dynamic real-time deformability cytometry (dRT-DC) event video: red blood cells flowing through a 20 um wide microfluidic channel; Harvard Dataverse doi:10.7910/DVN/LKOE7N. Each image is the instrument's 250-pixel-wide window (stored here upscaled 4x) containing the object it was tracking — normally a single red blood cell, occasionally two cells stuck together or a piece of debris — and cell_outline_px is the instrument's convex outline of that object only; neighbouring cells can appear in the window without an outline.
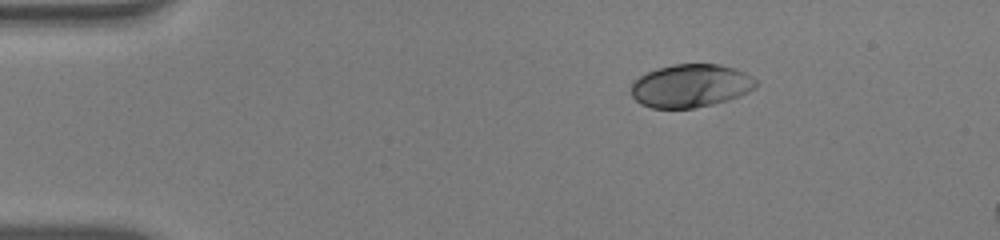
{"species": "human", "species_latin": "Homo sapiens", "temperature_condition": "warm", "stored_images_in_passage": 45, "camera_frame_rate_fps": 3000, "um_per_image_px": 0.085, "donor": {"sex": "male"}, "frame": {"image": 1, "passage_image": 1, "time_ms": 0.0, "image_size_px": [1000, 240], "cell_outline_px": [[756, 88], [748, 92], [728, 100], [712, 104], [692, 108], [652, 108], [640, 104], [632, 96], [632, 84], [640, 76], [656, 68], [672, 64], [720, 64], [736, 68], [744, 72], [756, 80]], "centroid_in_image_um": [58.71, 7.28], "position_along_channel_um": 26.3, "area_um2": 31.33}}
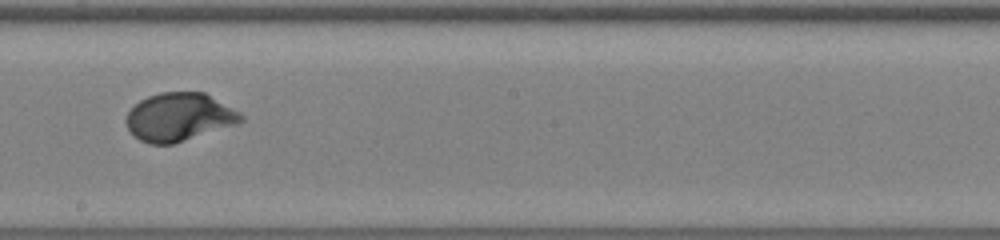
{"frame": {"image": 2, "passage_image": 23, "time_ms": 7.333, "image_size_px": [1000, 240], "cell_outline_px": [[244, 120], [236, 124], [172, 144], [148, 144], [140, 140], [128, 128], [124, 120], [128, 112], [140, 100], [148, 96], [160, 92], [204, 92], [240, 112], [244, 116]], "centroid_in_image_um": [15.21, 9.94], "position_along_channel_um": 233.0, "area_um2": 31.96}}
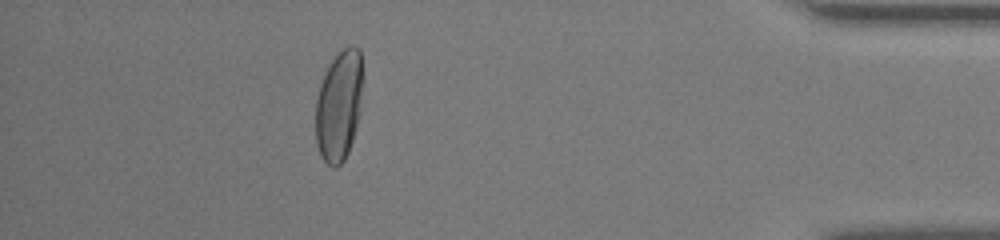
{"frame": {"image": 3, "passage_image": 40, "time_ms": 13.0, "image_size_px": [1000, 240], "cell_outline_px": [[364, 80], [360, 112], [356, 128], [348, 152], [344, 160], [336, 168], [332, 168], [320, 156], [316, 144], [316, 100], [320, 84], [328, 64], [348, 44], [352, 44], [360, 48], [364, 76]], "centroid_in_image_um": [28.84, 8.94], "position_along_channel_um": 406.4, "area_um2": 31.1}, "authors_computed_cell_mechanics": {"area_um2": 31.7322, "velocity_mm_per_s": 3.8883, "shape_relaxation_time_tau1_ms": 3.5606, "shape_relaxation_time_tau2_ms": null, "deformation_change_tau1": 0.1966, "deformation_change_tau2": null}}